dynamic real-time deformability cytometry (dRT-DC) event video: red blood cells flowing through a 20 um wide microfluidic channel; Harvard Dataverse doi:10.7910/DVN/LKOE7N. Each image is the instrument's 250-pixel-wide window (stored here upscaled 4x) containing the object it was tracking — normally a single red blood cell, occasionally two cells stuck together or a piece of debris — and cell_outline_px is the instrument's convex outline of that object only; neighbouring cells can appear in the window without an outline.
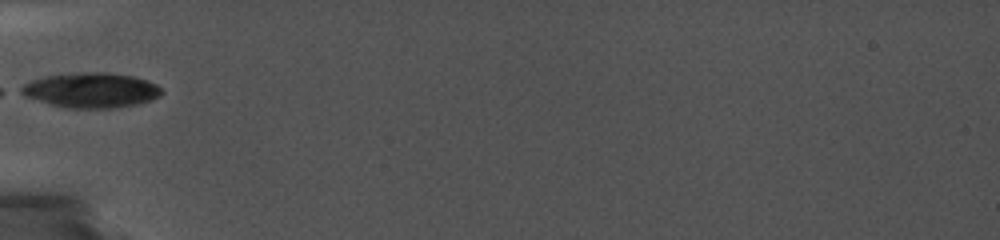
{"species": "common noctule bat (a hibernating species)", "species_latin": "Nyctalus noctula", "temperature_condition": "cold", "stored_images_in_passage": 11, "camera_frame_rate_fps": 5000, "um_per_image_px": 0.085, "animal": {"sex": "female", "body_mass_g": 19.0, "forearm_length_mm": 56.7}, "frame": {"image": 1, "passage_image": 1, "time_ms": 0.0, "image_size_px": [1000, 240], "cell_outline_px": [[164, 92], [160, 96], [136, 104], [112, 108], [68, 108], [52, 104], [24, 96], [16, 92], [16, 88], [32, 80], [44, 76], [84, 72], [104, 72], [132, 76], [148, 80], [156, 84]], "centroid_in_image_um": [7.7, 7.66], "position_along_channel_um": 77.3, "area_um2": 28.61}}